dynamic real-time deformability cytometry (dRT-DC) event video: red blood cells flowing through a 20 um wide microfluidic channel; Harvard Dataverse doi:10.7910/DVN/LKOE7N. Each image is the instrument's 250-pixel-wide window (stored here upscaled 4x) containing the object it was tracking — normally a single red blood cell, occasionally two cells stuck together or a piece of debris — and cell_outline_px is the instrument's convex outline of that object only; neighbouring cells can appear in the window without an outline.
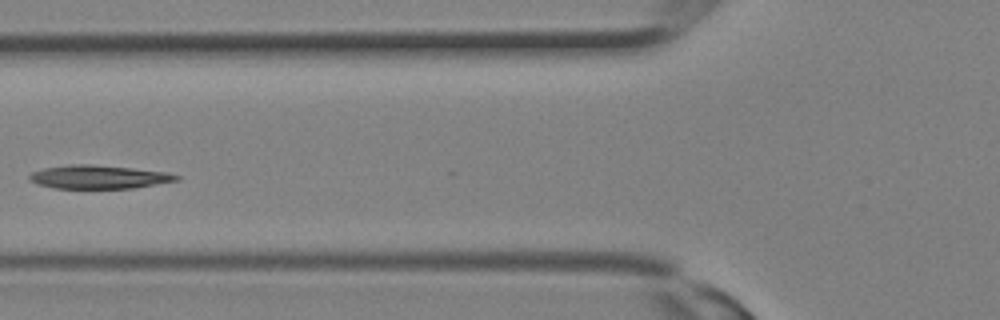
{"species": "Egyptian fruit bat (a non-hibernating species)", "species_latin": "Rousettus aegyptiacus", "temperature_condition": "room temperature", "stored_images_in_passage": 10, "camera_frame_rate_fps": 3000, "um_per_image_px": 0.085, "animal": {"sex": "female"}, "frame": {"image": 1, "passage_image": 9, "time_ms": 2.667, "image_size_px": [1000, 320], "cell_outline_px": [[180, 180], [132, 188], [56, 188], [36, 184], [28, 180], [28, 176], [32, 172], [44, 168], [68, 164], [92, 164], [132, 168], [164, 172], [180, 176]], "centroid_in_image_um": [8.34, 15.04], "position_along_channel_um": 117.5, "area_um2": 20.06}}